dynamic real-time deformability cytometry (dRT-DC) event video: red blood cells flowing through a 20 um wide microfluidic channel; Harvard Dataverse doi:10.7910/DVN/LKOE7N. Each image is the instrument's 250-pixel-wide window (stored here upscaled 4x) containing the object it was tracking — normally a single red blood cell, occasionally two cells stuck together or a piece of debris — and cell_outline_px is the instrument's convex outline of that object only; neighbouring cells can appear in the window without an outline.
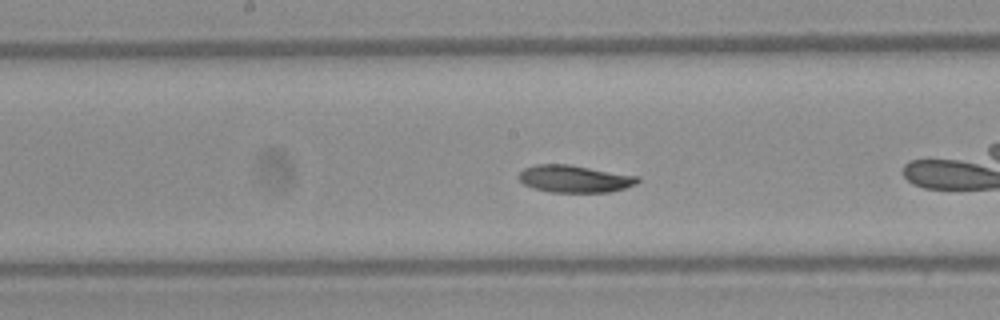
{"species": "Egyptian fruit bat (a non-hibernating species)", "species_latin": "Rousettus aegyptiacus", "temperature_condition": "warm", "stored_images_in_passage": 35, "camera_frame_rate_fps": 3000, "um_per_image_px": 0.085, "frame": {"image": 1, "passage_image": 11, "time_ms": 3.333, "image_size_px": [1000, 320], "cell_outline_px": [[640, 180], [636, 184], [624, 188], [608, 192], [548, 192], [532, 188], [524, 184], [516, 176], [524, 168], [536, 164], [568, 164], [640, 176]], "centroid_in_image_um": [48.82, 15.2], "position_along_channel_um": 199.4, "area_um2": 19.02}}
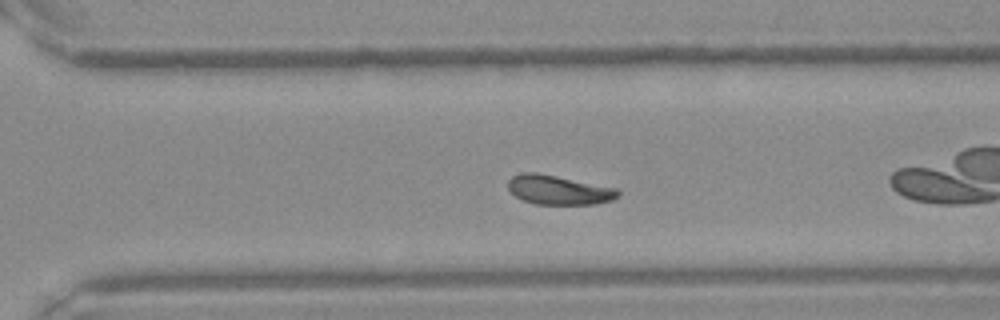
{"frame": {"image": 2, "passage_image": 20, "time_ms": 6.333, "image_size_px": [1000, 320], "cell_outline_px": [[620, 192], [612, 200], [596, 204], [536, 204], [524, 200], [516, 196], [508, 188], [508, 180], [512, 176], [524, 172], [536, 172], [620, 188]], "centroid_in_image_um": [47.51, 16.13], "position_along_channel_um": 323.1, "area_um2": 18.79}, "authors_computed_cell_mechanics": {"area_um2": 18.8428, "velocity_mm_per_s": 4.1302, "shape_relaxation_time_tau1_ms": 4.3437, "shape_relaxation_time_tau2_ms": 4.827, "deformation_change_tau1": 0.1214, "deformation_change_tau2": 0.0817}}